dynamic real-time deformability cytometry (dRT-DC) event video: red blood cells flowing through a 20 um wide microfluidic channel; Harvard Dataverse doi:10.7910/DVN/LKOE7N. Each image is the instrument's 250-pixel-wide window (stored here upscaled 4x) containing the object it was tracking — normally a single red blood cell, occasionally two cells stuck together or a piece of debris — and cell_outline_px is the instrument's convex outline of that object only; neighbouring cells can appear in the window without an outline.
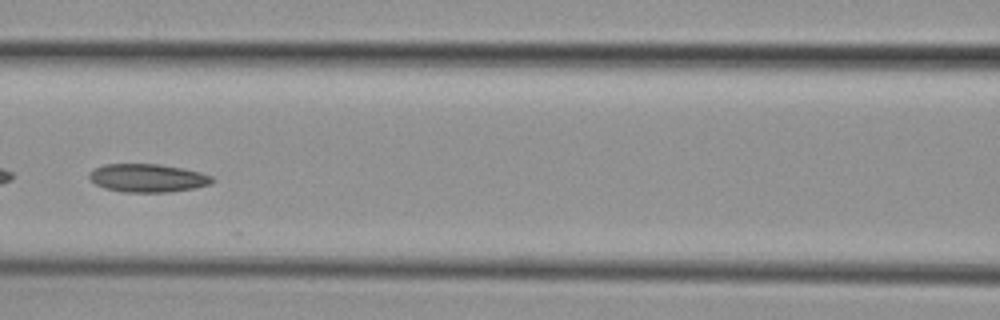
{"species": "common noctule bat (a hibernating species)", "species_latin": "Nyctalus noctula", "temperature_condition": "cold", "stored_images_in_passage": 7, "camera_frame_rate_fps": 3000, "um_per_image_px": 0.085, "animal": {"sex": "female", "body_mass_g": 29.2, "forearm_length_mm": 56.3}, "frame": {"image": 1, "passage_image": 5, "time_ms": 5.0, "image_size_px": [1000, 320], "cell_outline_px": [[216, 180], [212, 184], [196, 188], [168, 192], [124, 192], [104, 188], [88, 180], [88, 172], [92, 168], [104, 164], [160, 164], [184, 168], [200, 172], [212, 176]], "centroid_in_image_um": [12.54, 15.12], "position_along_channel_um": 154.1, "area_um2": 20.63}}
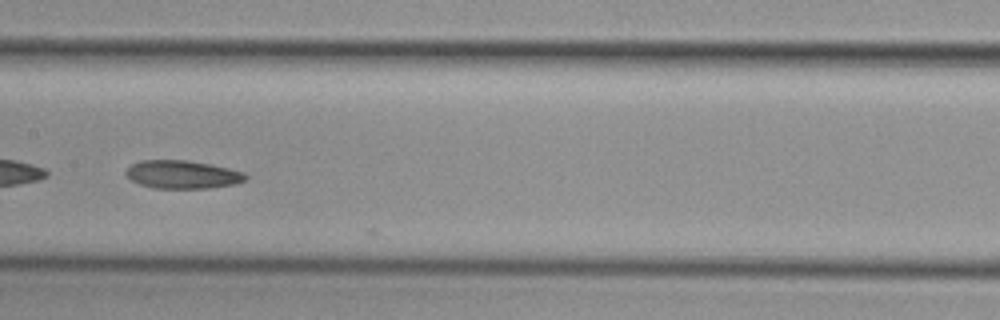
{"frame": {"image": 2, "passage_image": 6, "time_ms": 6.0, "image_size_px": [1000, 320], "cell_outline_px": [[248, 176], [244, 180], [236, 184], [208, 188], [152, 188], [140, 184], [132, 180], [124, 172], [132, 164], [140, 160], [188, 160], [212, 164], [244, 172]], "centroid_in_image_um": [15.52, 14.83], "position_along_channel_um": 191.9, "area_um2": 19.65}}
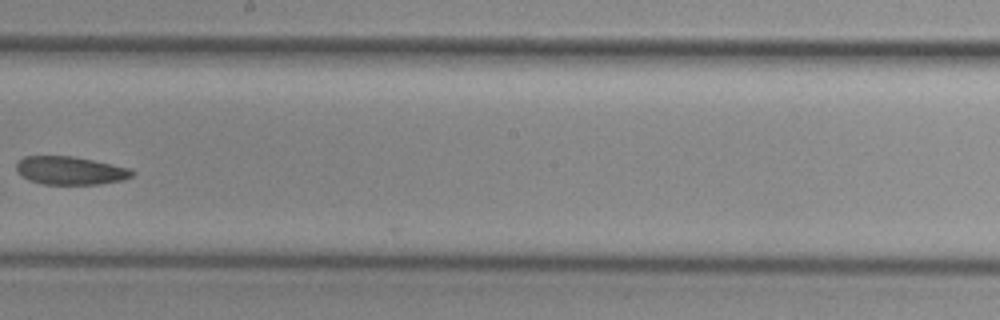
{"frame": {"image": 3, "passage_image": 7, "time_ms": 7.333, "image_size_px": [1000, 320], "cell_outline_px": [[136, 172], [132, 176], [124, 180], [100, 184], [40, 184], [28, 180], [20, 176], [16, 172], [16, 164], [24, 156], [72, 156], [112, 164], [128, 168]], "centroid_in_image_um": [5.94, 14.5], "position_along_channel_um": 242.3, "area_um2": 19.13}}